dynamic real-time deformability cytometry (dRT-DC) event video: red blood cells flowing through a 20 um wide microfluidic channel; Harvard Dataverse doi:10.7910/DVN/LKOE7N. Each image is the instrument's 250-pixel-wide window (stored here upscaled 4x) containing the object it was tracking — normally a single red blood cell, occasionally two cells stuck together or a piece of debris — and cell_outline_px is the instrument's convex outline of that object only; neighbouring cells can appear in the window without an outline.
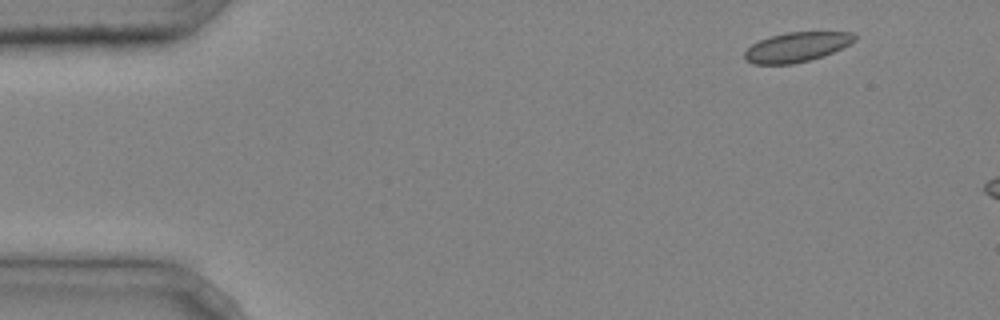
{"species": "common noctule bat (a hibernating species)", "species_latin": "Nyctalus noctula", "temperature_condition": "cold", "stored_images_in_passage": 3, "camera_frame_rate_fps": 3000, "um_per_image_px": 0.085, "animal": {"sex": "male", "body_mass_g": 20.4}, "frame": {"image": 1, "passage_image": 1, "time_ms": 0.0, "image_size_px": [1000, 320], "cell_outline_px": [[856, 40], [832, 52], [808, 60], [792, 64], [752, 64], [744, 60], [744, 52], [752, 44], [768, 36], [784, 32], [852, 32], [856, 36]], "centroid_in_image_um": [67.65, 3.99], "position_along_channel_um": 17.3, "area_um2": 18.9}}